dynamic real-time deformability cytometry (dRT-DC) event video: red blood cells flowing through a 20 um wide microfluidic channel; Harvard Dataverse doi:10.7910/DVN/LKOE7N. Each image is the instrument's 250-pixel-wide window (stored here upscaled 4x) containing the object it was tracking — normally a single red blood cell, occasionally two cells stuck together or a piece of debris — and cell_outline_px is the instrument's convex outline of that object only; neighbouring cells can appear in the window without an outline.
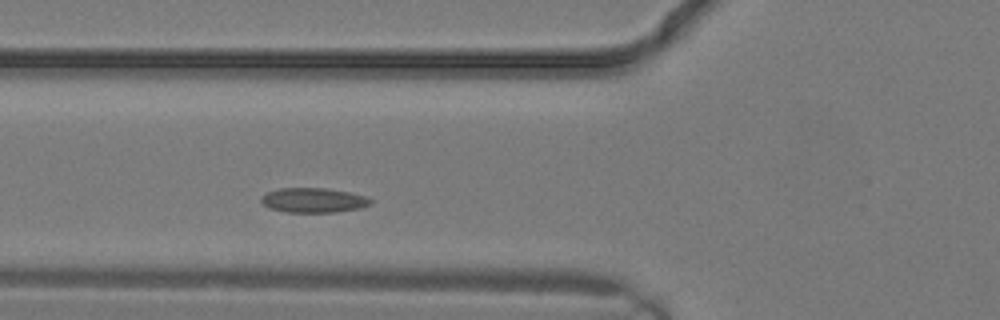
{"species": "common noctule bat (a hibernating species)", "species_latin": "Nyctalus noctula", "temperature_condition": "warm", "stored_images_in_passage": 5, "camera_frame_rate_fps": 3000, "um_per_image_px": 0.085, "animal": {"sex": "male", "body_mass_g": 19.2, "forearm_length_mm": 51.8}, "frame": {"image": 1, "passage_image": 5, "time_ms": 1.333, "image_size_px": [1000, 320], "cell_outline_px": [[372, 204], [360, 208], [336, 212], [284, 212], [268, 208], [260, 200], [260, 196], [268, 192], [280, 188], [324, 188], [348, 192], [364, 196], [372, 200]], "centroid_in_image_um": [26.61, 17.02], "position_along_channel_um": 99.2, "area_um2": 15.72}}